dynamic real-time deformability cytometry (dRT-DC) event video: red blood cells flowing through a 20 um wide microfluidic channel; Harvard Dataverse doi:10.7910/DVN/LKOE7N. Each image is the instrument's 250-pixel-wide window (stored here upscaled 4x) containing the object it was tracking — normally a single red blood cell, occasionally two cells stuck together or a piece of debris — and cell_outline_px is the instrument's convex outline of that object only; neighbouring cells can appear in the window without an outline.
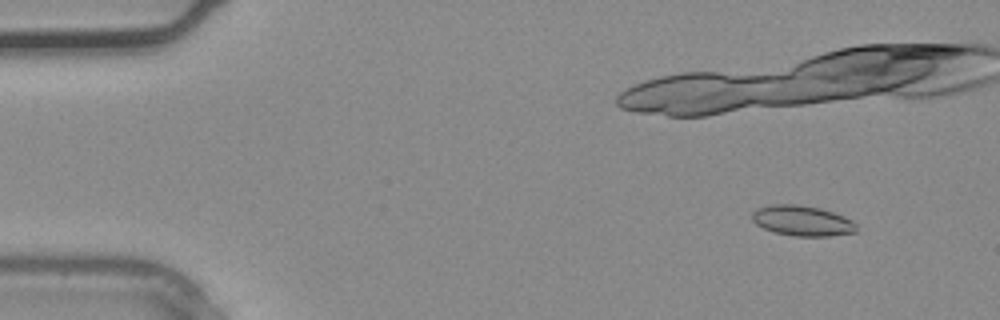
{"species": "common noctule bat (a hibernating species)", "species_latin": "Nyctalus noctula", "temperature_condition": "warm", "stored_images_in_passage": 4, "camera_frame_rate_fps": 3000, "um_per_image_px": 0.085, "animal": {"sex": "male", "body_mass_g": 20.4}, "frame": {"image": 1, "passage_image": 1, "time_ms": 0.0, "image_size_px": [1000, 320], "cell_outline_px": [[856, 232], [828, 236], [792, 236], [776, 232], [764, 228], [756, 224], [752, 220], [752, 212], [756, 208], [772, 204], [800, 204], [820, 208], [844, 216], [852, 220], [856, 224]], "centroid_in_image_um": [68.18, 18.75], "position_along_channel_um": 16.8, "area_um2": 18.5}}